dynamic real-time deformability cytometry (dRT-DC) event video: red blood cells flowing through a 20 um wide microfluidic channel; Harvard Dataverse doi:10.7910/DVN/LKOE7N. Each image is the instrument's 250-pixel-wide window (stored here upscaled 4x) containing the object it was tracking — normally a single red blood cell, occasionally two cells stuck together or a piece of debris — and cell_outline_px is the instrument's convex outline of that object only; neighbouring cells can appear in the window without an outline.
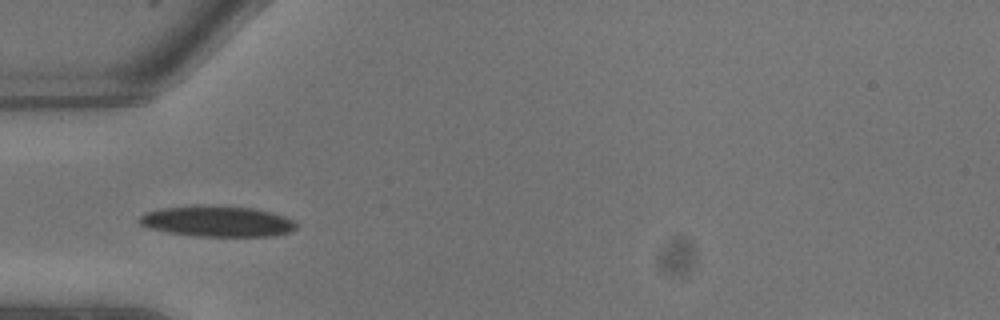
{"species": "common noctule bat (a hibernating species)", "species_latin": "Nyctalus noctula", "temperature_condition": "warm", "stored_images_in_passage": 3, "camera_frame_rate_fps": 3000, "um_per_image_px": 0.085, "animal": {"sex": "male", "body_mass_g": 13.3}, "frame": {"image": 1, "passage_image": 2, "time_ms": 0.333, "image_size_px": [1000, 320], "cell_outline_px": [[296, 228], [288, 232], [272, 236], [200, 236], [168, 232], [152, 228], [140, 224], [140, 216], [144, 212], [160, 208], [200, 204], [212, 204], [252, 208], [272, 212], [284, 216], [292, 220], [296, 224]], "centroid_in_image_um": [18.46, 18.78], "position_along_channel_um": 66.5, "area_um2": 28.26}}